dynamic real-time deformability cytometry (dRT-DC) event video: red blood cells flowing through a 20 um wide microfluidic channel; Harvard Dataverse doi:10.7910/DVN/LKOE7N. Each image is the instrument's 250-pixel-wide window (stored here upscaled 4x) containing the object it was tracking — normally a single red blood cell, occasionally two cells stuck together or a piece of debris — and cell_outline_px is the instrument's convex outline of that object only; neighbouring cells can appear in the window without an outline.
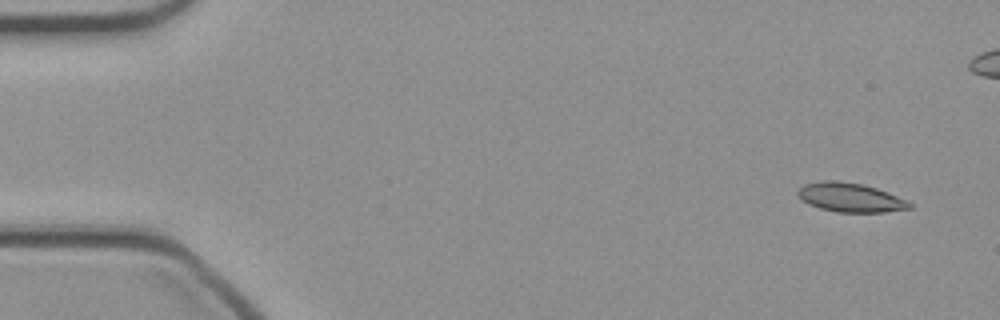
{"species": "common noctule bat (a hibernating species)", "species_latin": "Nyctalus noctula", "temperature_condition": "cold", "stored_images_in_passage": 48, "camera_frame_rate_fps": 3000, "um_per_image_px": 0.085, "animal": {"sex": "female", "body_mass_g": 21.9}, "frame": {"image": 1, "passage_image": 2, "time_ms": 0.333, "image_size_px": [1000, 320], "cell_outline_px": [[912, 208], [884, 212], [836, 212], [820, 208], [808, 204], [796, 192], [804, 184], [824, 180], [840, 180], [860, 184], [876, 188], [908, 200], [912, 204]], "centroid_in_image_um": [72.29, 16.78], "position_along_channel_um": 12.7, "area_um2": 18.84}}
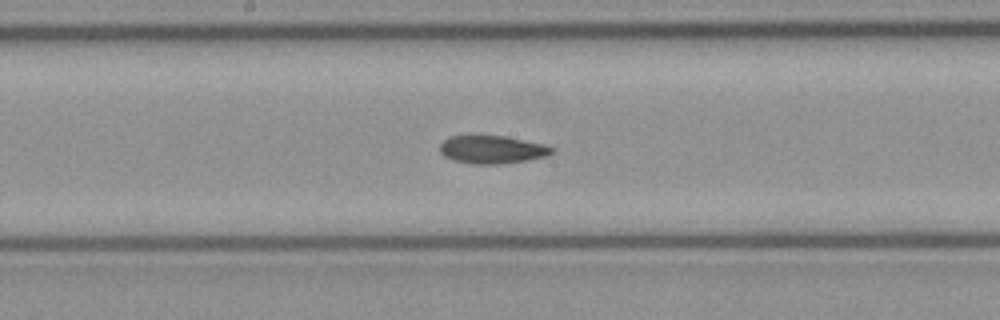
{"frame": {"image": 2, "passage_image": 24, "time_ms": 7.667, "image_size_px": [1000, 320], "cell_outline_px": [[556, 152], [548, 156], [500, 164], [472, 164], [452, 160], [444, 156], [440, 152], [440, 144], [448, 136], [504, 136], [544, 144], [556, 148]], "centroid_in_image_um": [41.85, 12.72], "position_along_channel_um": 206.4, "area_um2": 18.32}}
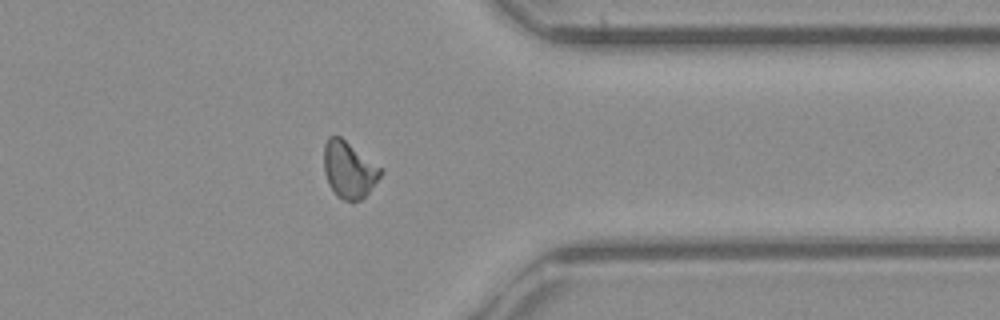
{"frame": {"image": 3, "passage_image": 37, "time_ms": 12.0, "image_size_px": [1000, 320], "cell_outline_px": [[384, 172], [368, 192], [360, 200], [352, 204], [336, 196], [328, 184], [324, 172], [324, 144], [328, 136], [340, 136], [384, 168]], "centroid_in_image_um": [29.67, 14.44], "position_along_channel_um": 381.7, "area_um2": 19.13}}